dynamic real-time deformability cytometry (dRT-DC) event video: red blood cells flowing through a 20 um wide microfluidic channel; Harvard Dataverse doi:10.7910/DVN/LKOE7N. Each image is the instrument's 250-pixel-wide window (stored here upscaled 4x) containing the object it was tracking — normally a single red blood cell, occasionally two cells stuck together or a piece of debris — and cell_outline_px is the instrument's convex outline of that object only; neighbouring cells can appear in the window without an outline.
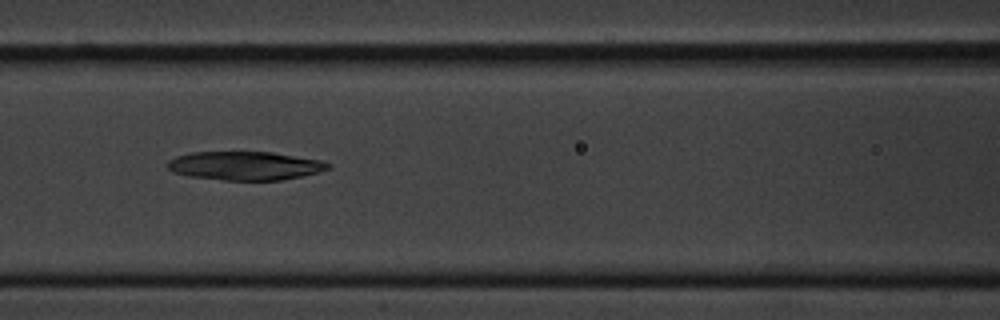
{"species": "common noctule bat (a hibernating species)", "species_latin": "Nyctalus noctula", "temperature_condition": "cold", "stored_images_in_passage": 8, "camera_frame_rate_fps": 3000, "um_per_image_px": 0.085, "animal": {"sex": "male", "body_mass_g": 20.1, "forearm_length_mm": 53.5}, "frame": {"image": 1, "passage_image": 7, "time_ms": 7.0, "image_size_px": [1000, 320], "cell_outline_px": [[332, 168], [300, 176], [280, 180], [224, 180], [188, 176], [172, 172], [164, 164], [168, 160], [176, 156], [192, 152], [272, 152], [320, 160], [332, 164]], "centroid_in_image_um": [20.78, 14.08], "position_along_channel_um": 145.8, "area_um2": 26.82}}
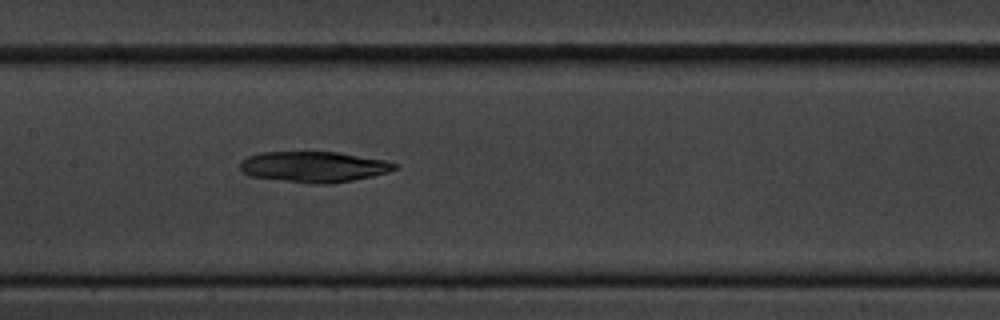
{"frame": {"image": 2, "passage_image": 8, "time_ms": 8.0, "image_size_px": [1000, 320], "cell_outline_px": [[400, 168], [388, 172], [372, 176], [352, 180], [328, 184], [316, 184], [248, 176], [240, 168], [240, 160], [248, 156], [260, 152], [340, 152], [384, 160], [400, 164]], "centroid_in_image_um": [26.7, 14.17], "position_along_channel_um": 180.7, "area_um2": 27.8}}